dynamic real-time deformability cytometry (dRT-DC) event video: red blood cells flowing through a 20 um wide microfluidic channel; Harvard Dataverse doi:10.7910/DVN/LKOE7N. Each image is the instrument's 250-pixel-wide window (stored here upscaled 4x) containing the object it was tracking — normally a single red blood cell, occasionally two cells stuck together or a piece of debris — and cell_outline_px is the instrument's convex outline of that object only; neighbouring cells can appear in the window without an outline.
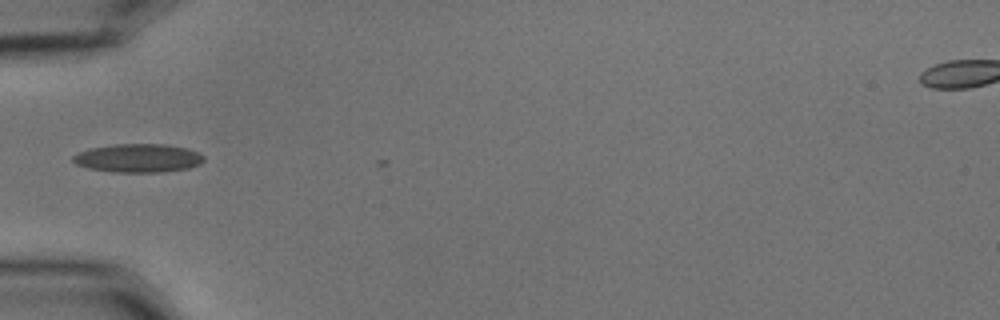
{"species": "common noctule bat (a hibernating species)", "species_latin": "Nyctalus noctula", "temperature_condition": "cold", "stored_images_in_passage": 23, "camera_frame_rate_fps": 3000, "um_per_image_px": 0.085, "animal": {"sex": "male", "body_mass_g": 15.6}, "frame": {"image": 1, "passage_image": 2, "time_ms": 0.333, "image_size_px": [1000, 320], "cell_outline_px": [[204, 160], [200, 164], [188, 168], [160, 172], [112, 172], [88, 168], [76, 164], [72, 160], [72, 156], [88, 148], [116, 144], [164, 144], [188, 148], [200, 152], [204, 156]], "centroid_in_image_um": [11.76, 13.43], "position_along_channel_um": 73.2, "area_um2": 21.85}}